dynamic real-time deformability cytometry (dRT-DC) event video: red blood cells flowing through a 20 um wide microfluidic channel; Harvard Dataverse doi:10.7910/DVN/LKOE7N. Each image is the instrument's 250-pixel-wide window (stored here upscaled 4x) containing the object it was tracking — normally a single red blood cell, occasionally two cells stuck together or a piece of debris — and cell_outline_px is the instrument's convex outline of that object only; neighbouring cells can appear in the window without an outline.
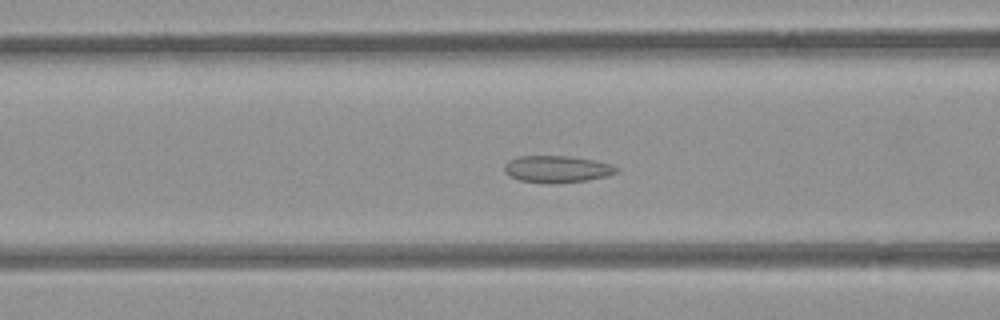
{"species": "common noctule bat (a hibernating species)", "species_latin": "Nyctalus noctula", "temperature_condition": "room temperature", "stored_images_in_passage": 36, "camera_frame_rate_fps": 3000, "um_per_image_px": 0.085, "animal": {"sex": "female", "body_mass_g": 21.9}, "frame": {"image": 1, "passage_image": 4, "time_ms": 1.0, "image_size_px": [1000, 320], "cell_outline_px": [[620, 172], [608, 176], [588, 180], [548, 184], [520, 180], [508, 176], [504, 172], [504, 164], [508, 160], [516, 156], [572, 156], [612, 164], [620, 168]], "centroid_in_image_um": [47.35, 14.37], "position_along_channel_um": 119.2, "area_um2": 17.92}}
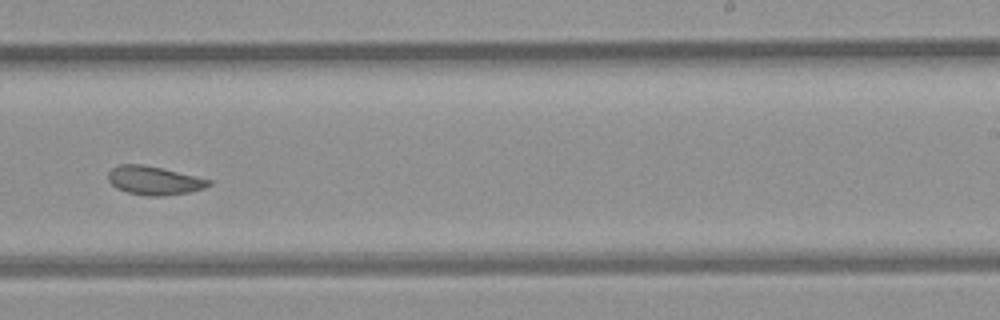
{"frame": {"image": 2, "passage_image": 16, "time_ms": 5.0, "image_size_px": [1000, 320], "cell_outline_px": [[212, 184], [204, 188], [188, 192], [164, 196], [148, 196], [128, 192], [116, 188], [108, 180], [108, 172], [112, 168], [120, 164], [140, 164], [160, 168], [212, 180]], "centroid_in_image_um": [13.08, 15.35], "position_along_channel_um": 275.9, "area_um2": 16.59}}
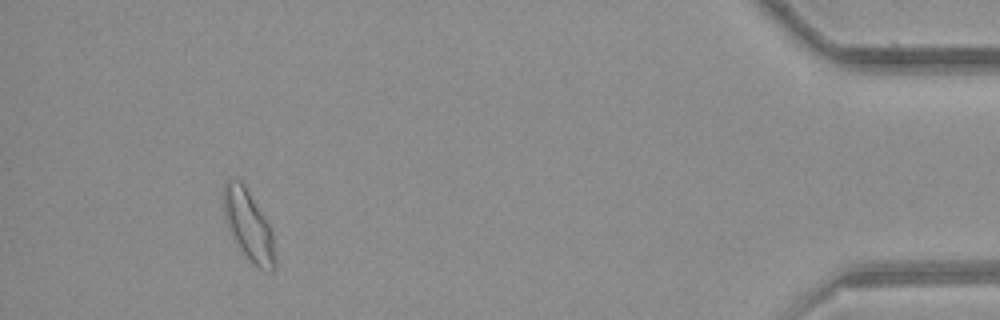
{"frame": {"image": 3, "passage_image": 32, "time_ms": 10.333, "image_size_px": [1000, 320], "cell_outline_px": [[276, 268], [272, 272], [260, 268], [252, 264], [248, 260], [228, 232], [224, 220], [224, 180], [240, 180], [244, 184], [268, 224], [272, 232]], "centroid_in_image_um": [21.1, 19.2], "position_along_channel_um": 414.1, "area_um2": 20.98}}